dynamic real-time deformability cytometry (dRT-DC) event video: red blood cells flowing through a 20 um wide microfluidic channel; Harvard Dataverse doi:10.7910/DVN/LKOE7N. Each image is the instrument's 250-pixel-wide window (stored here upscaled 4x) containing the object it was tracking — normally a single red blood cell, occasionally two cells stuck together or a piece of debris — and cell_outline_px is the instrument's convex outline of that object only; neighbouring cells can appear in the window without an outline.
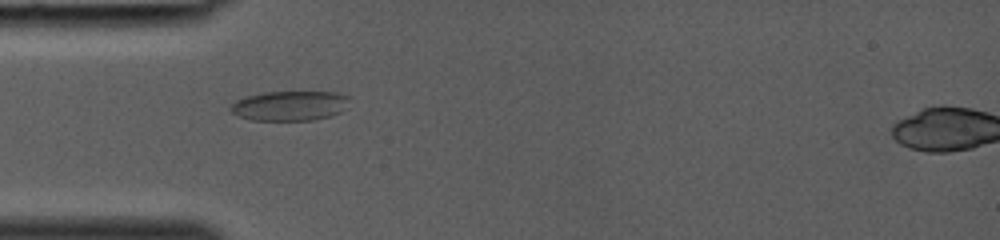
{"species": "common noctule bat (a hibernating species)", "species_latin": "Nyctalus noctula", "temperature_condition": "room temperature", "stored_images_in_passage": 2, "camera_frame_rate_fps": 3000, "um_per_image_px": 0.085, "animal": {"sex": "female", "body_mass_g": 19.0, "forearm_length_mm": 53.3}, "frame": {"image": 1, "passage_image": 1, "time_ms": 0.0, "image_size_px": [1000, 240], "cell_outline_px": [[348, 100], [340, 112], [332, 116], [316, 120], [252, 120], [240, 116], [232, 112], [228, 108], [236, 100], [244, 96], [264, 92], [336, 92], [348, 96]], "centroid_in_image_um": [24.6, 8.99], "position_along_channel_um": 60.4, "area_um2": 20.58}}